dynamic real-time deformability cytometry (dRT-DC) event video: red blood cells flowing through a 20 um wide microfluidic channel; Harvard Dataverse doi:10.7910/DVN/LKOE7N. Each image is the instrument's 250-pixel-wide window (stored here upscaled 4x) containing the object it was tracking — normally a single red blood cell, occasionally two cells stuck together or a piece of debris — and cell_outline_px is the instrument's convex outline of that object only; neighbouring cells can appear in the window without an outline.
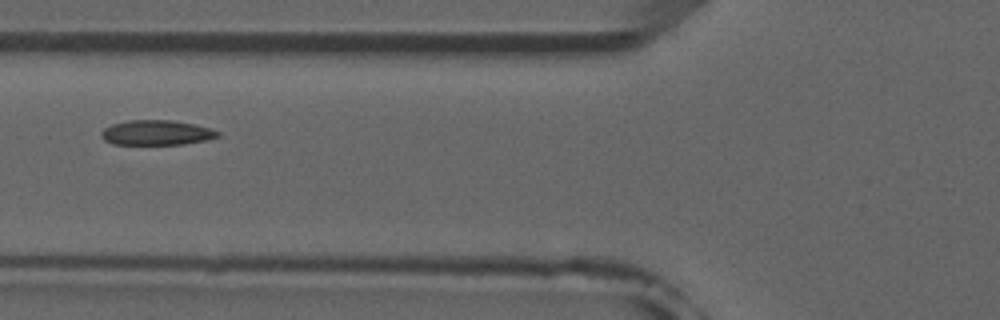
{"species": "common noctule bat (a hibernating species)", "species_latin": "Nyctalus noctula", "temperature_condition": "room temperature", "stored_images_in_passage": 5, "camera_frame_rate_fps": 3000, "um_per_image_px": 0.085, "animal": {"sex": "male", "forearm_length_mm": 52.5}, "frame": {"image": 1, "passage_image": 5, "time_ms": 5.333, "image_size_px": [1000, 320], "cell_outline_px": [[220, 136], [204, 140], [184, 144], [112, 144], [104, 140], [100, 136], [100, 132], [104, 128], [112, 124], [128, 120], [172, 120], [192, 124], [208, 128], [220, 132]], "centroid_in_image_um": [13.25, 11.27], "position_along_channel_um": 112.5, "area_um2": 16.82}}